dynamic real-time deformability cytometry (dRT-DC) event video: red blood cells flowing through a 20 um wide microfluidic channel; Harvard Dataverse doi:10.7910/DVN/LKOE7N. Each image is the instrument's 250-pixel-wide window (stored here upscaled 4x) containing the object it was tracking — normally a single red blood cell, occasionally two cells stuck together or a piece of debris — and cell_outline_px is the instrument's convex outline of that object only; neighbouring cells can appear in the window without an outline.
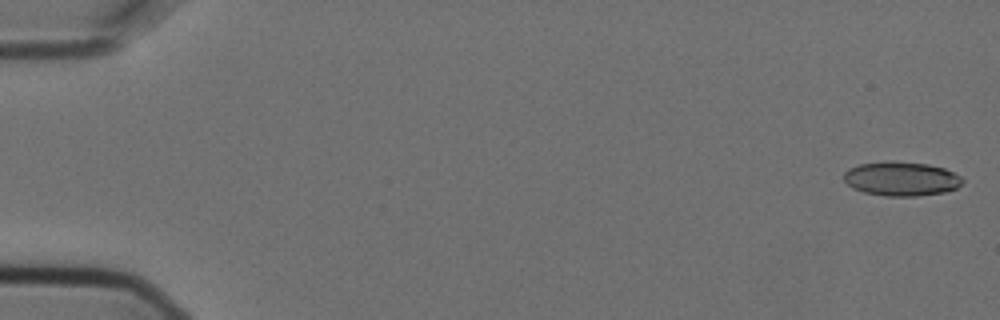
{"species": "Egyptian fruit bat (a non-hibernating species)", "species_latin": "Rousettus aegyptiacus", "temperature_condition": "cold", "stored_images_in_passage": 6, "camera_frame_rate_fps": 3000, "um_per_image_px": 0.085, "animal": {"sex": "female"}, "frame": {"image": 1, "passage_image": 1, "time_ms": 0.0, "image_size_px": [1000, 320], "cell_outline_px": [[964, 180], [956, 188], [944, 192], [916, 196], [884, 196], [864, 192], [852, 188], [844, 180], [844, 172], [848, 168], [860, 164], [884, 160], [892, 160], [928, 164], [944, 168], [960, 176]], "centroid_in_image_um": [76.58, 15.18], "position_along_channel_um": 8.4, "area_um2": 23.81}}
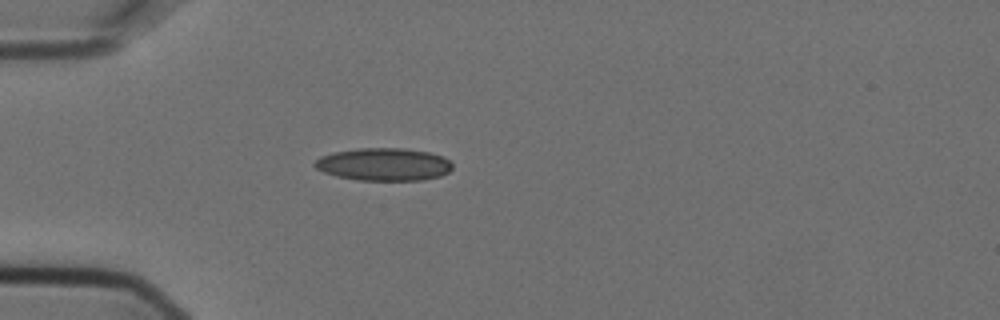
{"frame": {"image": 2, "passage_image": 5, "time_ms": 1.333, "image_size_px": [1000, 320], "cell_outline_px": [[452, 168], [448, 172], [440, 176], [424, 180], [360, 180], [336, 176], [324, 172], [316, 168], [312, 164], [320, 156], [332, 152], [360, 148], [404, 148], [428, 152], [444, 156], [452, 164]], "centroid_in_image_um": [32.62, 13.96], "position_along_channel_um": 52.4, "area_um2": 26.3}}